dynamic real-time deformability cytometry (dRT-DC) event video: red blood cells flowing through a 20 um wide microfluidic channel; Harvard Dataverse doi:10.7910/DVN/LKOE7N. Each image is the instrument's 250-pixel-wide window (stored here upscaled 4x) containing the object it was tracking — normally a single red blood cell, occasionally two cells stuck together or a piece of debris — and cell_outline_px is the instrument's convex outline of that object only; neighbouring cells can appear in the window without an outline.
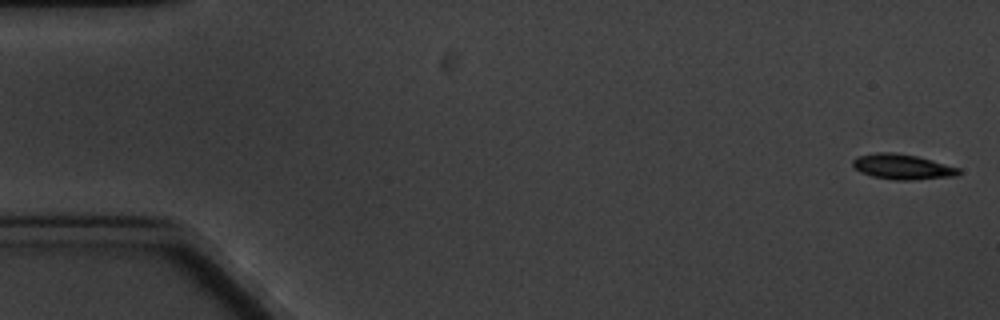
{"species": "common noctule bat (a hibernating species)", "species_latin": "Nyctalus noctula", "temperature_condition": "cold", "stored_images_in_passage": 5, "camera_frame_rate_fps": 3000, "um_per_image_px": 0.085, "animal": {"sex": "male", "body_mass_g": 20.1, "forearm_length_mm": 53.5}, "frame": {"image": 1, "passage_image": 1, "time_ms": 0.0, "image_size_px": [1000, 320], "cell_outline_px": [[960, 172], [956, 176], [912, 180], [896, 180], [872, 176], [860, 172], [852, 164], [852, 160], [856, 156], [876, 152], [892, 152], [916, 156], [932, 160], [960, 168]], "centroid_in_image_um": [76.68, 14.17], "position_along_channel_um": 8.3, "area_um2": 15.55}}
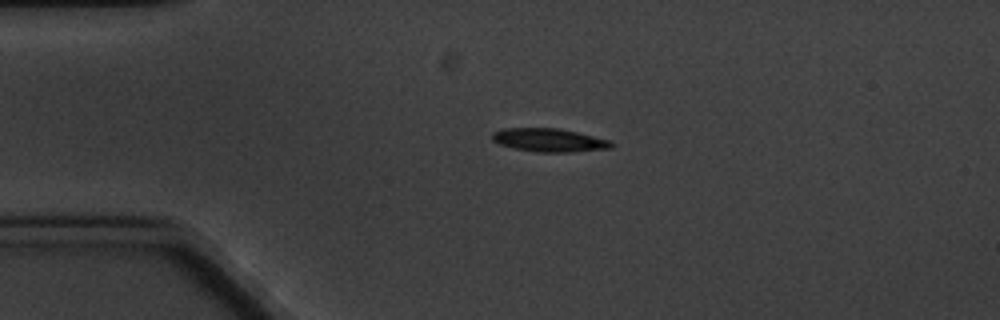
{"frame": {"image": 2, "passage_image": 4, "time_ms": 4.0, "image_size_px": [1000, 320], "cell_outline_px": [[616, 144], [612, 148], [568, 152], [536, 152], [516, 148], [500, 144], [492, 140], [492, 132], [504, 128], [556, 128], [576, 132], [612, 140]], "centroid_in_image_um": [46.72, 11.91], "position_along_channel_um": 38.3, "area_um2": 16.18}}